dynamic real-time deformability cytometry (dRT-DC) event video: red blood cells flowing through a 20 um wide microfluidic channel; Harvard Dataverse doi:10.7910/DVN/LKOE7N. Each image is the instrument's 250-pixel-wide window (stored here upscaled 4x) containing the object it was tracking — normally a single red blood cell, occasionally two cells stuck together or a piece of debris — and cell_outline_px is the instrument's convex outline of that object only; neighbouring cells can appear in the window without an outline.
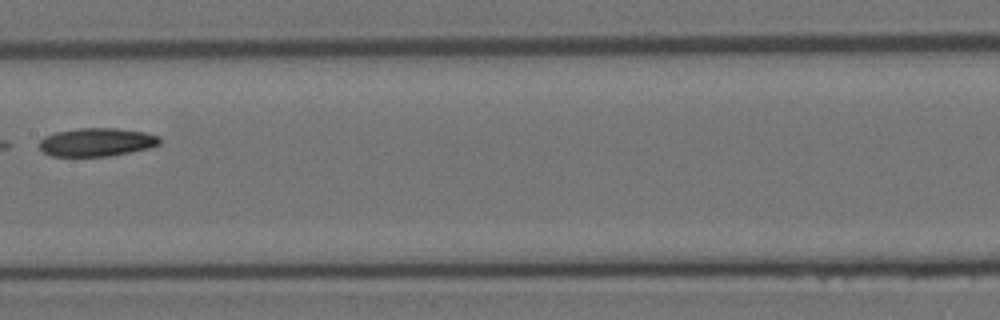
{"species": "Egyptian fruit bat (a non-hibernating species)", "species_latin": "Rousettus aegyptiacus", "temperature_condition": "room temperature", "stored_images_in_passage": 6, "camera_frame_rate_fps": 3000, "um_per_image_px": 0.085, "animal": {"sex": "female"}, "frame": {"image": 1, "passage_image": 6, "time_ms": 1.667, "image_size_px": [1000, 320], "cell_outline_px": [[160, 144], [148, 148], [108, 156], [52, 156], [44, 152], [40, 148], [40, 140], [44, 136], [56, 132], [80, 128], [116, 128], [144, 132], [160, 136]], "centroid_in_image_um": [8.22, 12.07], "position_along_channel_um": 199.2, "area_um2": 19.71}}